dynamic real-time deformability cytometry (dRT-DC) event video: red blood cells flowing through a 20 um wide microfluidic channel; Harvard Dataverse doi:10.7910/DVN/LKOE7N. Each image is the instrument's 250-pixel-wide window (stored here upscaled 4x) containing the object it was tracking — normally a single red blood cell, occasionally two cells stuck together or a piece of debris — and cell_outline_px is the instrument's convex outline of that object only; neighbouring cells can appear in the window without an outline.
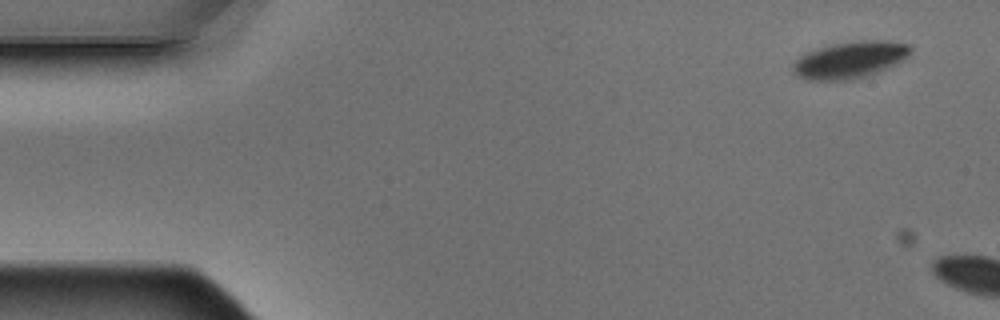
{"species": "Egyptian fruit bat (a non-hibernating species)", "species_latin": "Rousettus aegyptiacus", "temperature_condition": "warm", "stored_images_in_passage": 3, "camera_frame_rate_fps": 3000, "um_per_image_px": 0.085, "animal": {"sex": "male"}, "frame": {"image": 1, "passage_image": 1, "time_ms": 0.0, "image_size_px": [1000, 320], "cell_outline_px": [[912, 52], [904, 60], [880, 72], [868, 76], [852, 80], [808, 80], [796, 76], [792, 72], [792, 64], [800, 56], [808, 52], [832, 44], [860, 40], [884, 40], [908, 44], [912, 48]], "centroid_in_image_um": [72.27, 5.1], "position_along_channel_um": 12.7, "area_um2": 25.49}}